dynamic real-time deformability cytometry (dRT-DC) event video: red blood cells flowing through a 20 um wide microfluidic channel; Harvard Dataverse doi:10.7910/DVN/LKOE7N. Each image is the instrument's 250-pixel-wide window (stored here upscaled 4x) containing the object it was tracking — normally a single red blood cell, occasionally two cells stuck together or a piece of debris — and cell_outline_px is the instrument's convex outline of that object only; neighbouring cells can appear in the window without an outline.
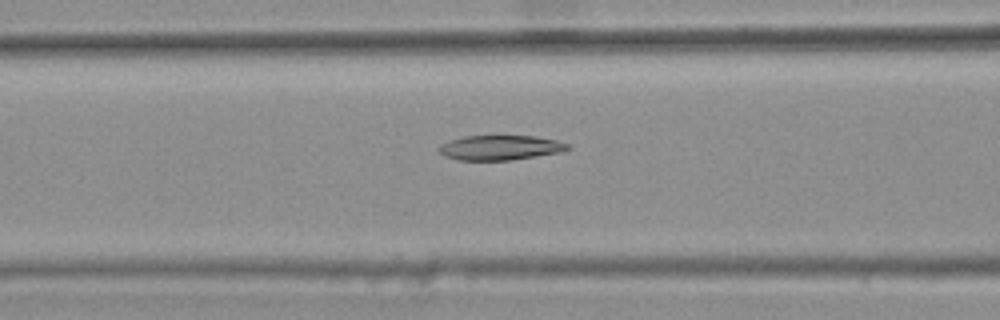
{"species": "common noctule bat (a hibernating species)", "species_latin": "Nyctalus noctula", "temperature_condition": "warm", "stored_images_in_passage": 43, "camera_frame_rate_fps": 3000, "um_per_image_px": 0.085, "animal": {"sex": "female", "body_mass_g": 25.1}, "frame": {"image": 1, "passage_image": 16, "time_ms": 5.0, "image_size_px": [1000, 320], "cell_outline_px": [[572, 148], [560, 152], [512, 160], [460, 160], [444, 156], [436, 148], [440, 144], [448, 140], [464, 136], [536, 136], [556, 140], [568, 144]], "centroid_in_image_um": [42.48, 12.54], "position_along_channel_um": 124.1, "area_um2": 18.67}}
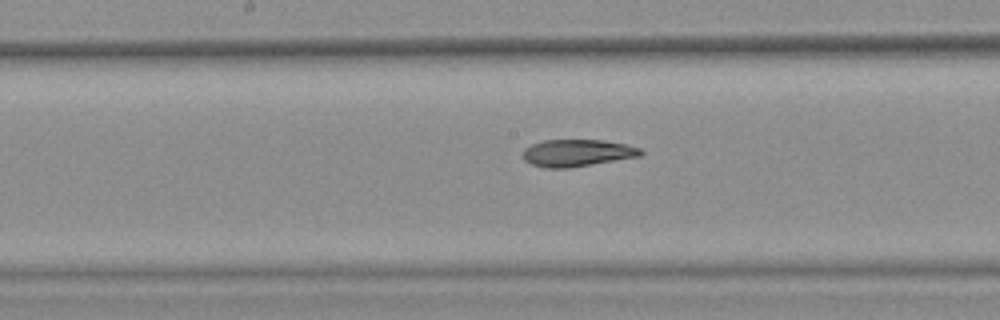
{"frame": {"image": 2, "passage_image": 22, "time_ms": 7.0, "image_size_px": [1000, 320], "cell_outline_px": [[644, 152], [640, 156], [568, 168], [544, 168], [532, 164], [524, 160], [524, 148], [532, 144], [544, 140], [604, 140], [624, 144], [640, 148]], "centroid_in_image_um": [49.05, 13.0], "position_along_channel_um": 199.1, "area_um2": 18.44}}
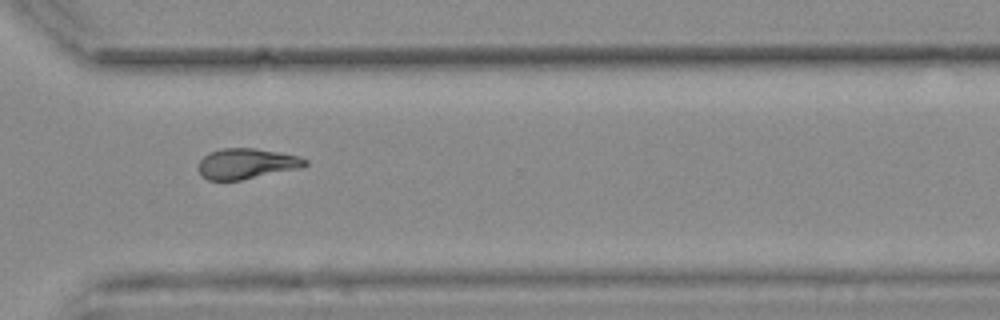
{"frame": {"image": 3, "passage_image": 34, "time_ms": 11.0, "image_size_px": [1000, 320], "cell_outline_px": [[308, 164], [304, 168], [240, 180], [208, 180], [200, 172], [200, 160], [208, 152], [220, 148], [256, 148], [300, 156], [308, 160]], "centroid_in_image_um": [21.02, 13.9], "position_along_channel_um": 349.6, "area_um2": 19.07}, "authors_computed_cell_mechanics": {"area_um2": 19.363, "velocity_mm_per_s": 3.7573, "shape_relaxation_time_tau1_ms": null, "shape_relaxation_time_tau2_ms": 5.4519, "deformation_change_tau1": null, "deformation_change_tau2": 0.1442}}